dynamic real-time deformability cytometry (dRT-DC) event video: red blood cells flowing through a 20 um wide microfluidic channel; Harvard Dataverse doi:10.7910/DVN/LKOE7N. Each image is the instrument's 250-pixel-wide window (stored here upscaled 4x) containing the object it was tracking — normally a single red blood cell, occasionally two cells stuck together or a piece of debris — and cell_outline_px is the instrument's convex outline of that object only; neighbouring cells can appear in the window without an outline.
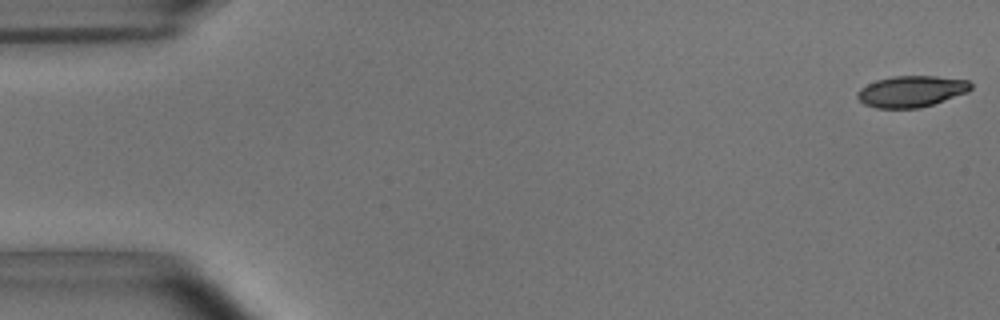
{"species": "common noctule bat (a hibernating species)", "species_latin": "Nyctalus noctula", "temperature_condition": "room temperature", "stored_images_in_passage": 7, "camera_frame_rate_fps": 3000, "um_per_image_px": 0.085, "animal": {"sex": "male", "body_mass_g": 15.6}, "frame": {"image": 1, "passage_image": 1, "time_ms": 0.0, "image_size_px": [1000, 320], "cell_outline_px": [[972, 88], [968, 92], [920, 108], [876, 108], [864, 104], [856, 96], [856, 92], [860, 88], [876, 80], [892, 76], [936, 76], [968, 80], [972, 84]], "centroid_in_image_um": [77.46, 7.76], "position_along_channel_um": 7.5, "area_um2": 20.69}}